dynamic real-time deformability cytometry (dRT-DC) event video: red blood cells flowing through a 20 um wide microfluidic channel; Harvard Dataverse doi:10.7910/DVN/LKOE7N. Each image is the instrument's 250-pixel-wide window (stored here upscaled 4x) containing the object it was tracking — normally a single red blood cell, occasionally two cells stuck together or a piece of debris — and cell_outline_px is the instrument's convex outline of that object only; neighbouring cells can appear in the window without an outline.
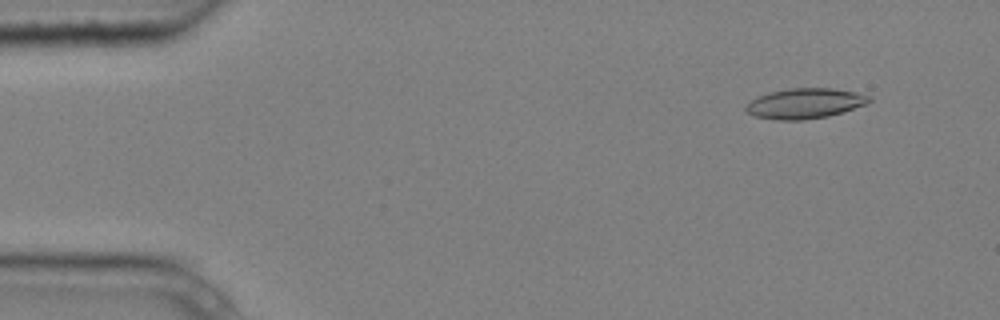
{"species": "common noctule bat (a hibernating species)", "species_latin": "Nyctalus noctula", "temperature_condition": "cold", "stored_images_in_passage": 4, "camera_frame_rate_fps": 3000, "um_per_image_px": 0.085, "animal": {"sex": "male", "body_mass_g": 20.4}, "frame": {"image": 1, "passage_image": 2, "time_ms": 0.333, "image_size_px": [1000, 320], "cell_outline_px": [[872, 100], [868, 104], [844, 112], [828, 116], [804, 120], [776, 120], [756, 116], [748, 112], [744, 108], [756, 96], [768, 92], [788, 88], [832, 88], [856, 92], [872, 96]], "centroid_in_image_um": [68.46, 8.78], "position_along_channel_um": 16.5, "area_um2": 21.96}}